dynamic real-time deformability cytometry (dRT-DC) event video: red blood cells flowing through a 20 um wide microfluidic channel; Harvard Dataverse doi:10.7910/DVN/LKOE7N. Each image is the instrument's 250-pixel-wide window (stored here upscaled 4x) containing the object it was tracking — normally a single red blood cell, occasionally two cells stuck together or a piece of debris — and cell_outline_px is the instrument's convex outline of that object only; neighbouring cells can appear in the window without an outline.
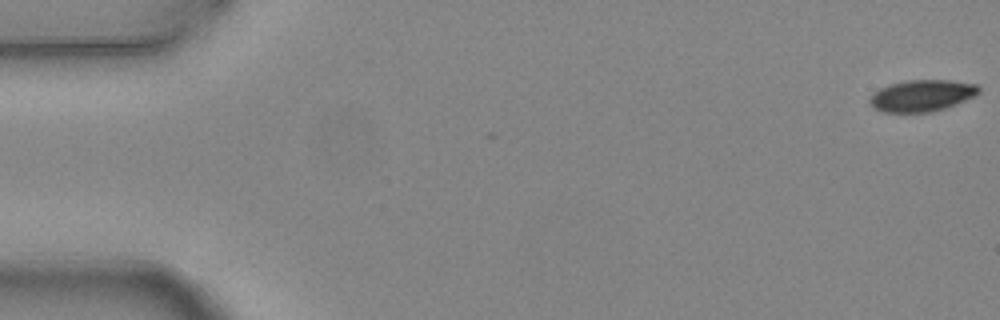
{"species": "common noctule bat (a hibernating species)", "species_latin": "Nyctalus noctula", "temperature_condition": "warm", "stored_images_in_passage": 5, "camera_frame_rate_fps": 3000, "um_per_image_px": 0.085, "animal": {"sex": "female", "body_mass_g": 24.6, "forearm_length_mm": 56.2}, "frame": {"image": 1, "passage_image": 1, "time_ms": 0.0, "image_size_px": [1000, 320], "cell_outline_px": [[980, 92], [976, 96], [956, 104], [932, 112], [880, 112], [868, 100], [880, 88], [892, 84], [908, 80], [948, 80], [976, 84], [980, 88]], "centroid_in_image_um": [78.41, 8.13], "position_along_channel_um": 6.6, "area_um2": 19.88}}